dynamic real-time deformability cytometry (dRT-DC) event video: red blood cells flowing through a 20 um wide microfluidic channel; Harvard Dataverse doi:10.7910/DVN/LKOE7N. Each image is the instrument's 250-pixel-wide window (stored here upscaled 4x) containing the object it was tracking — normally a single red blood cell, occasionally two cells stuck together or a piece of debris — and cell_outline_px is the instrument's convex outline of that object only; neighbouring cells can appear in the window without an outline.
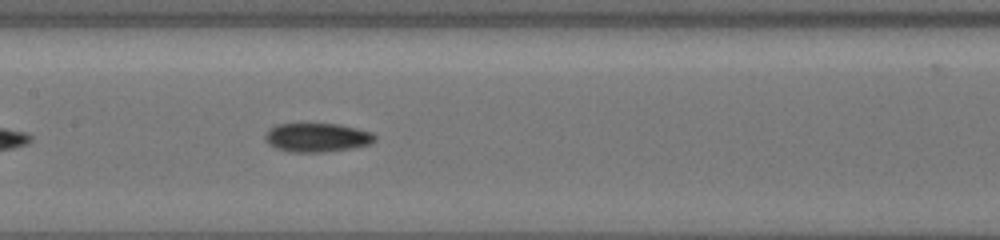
{"species": "common noctule bat (a hibernating species)", "species_latin": "Nyctalus noctula", "temperature_condition": "cold", "stored_images_in_passage": 15, "camera_frame_rate_fps": 3000, "um_per_image_px": 0.085, "animal": {"sex": "female", "body_mass_g": 19.5, "forearm_length_mm": 54.1}, "frame": {"image": 1, "passage_image": 13, "time_ms": 4.0, "image_size_px": [1000, 240], "cell_outline_px": [[376, 140], [368, 144], [352, 148], [324, 152], [288, 152], [276, 148], [268, 144], [264, 136], [268, 128], [276, 124], [340, 124], [372, 132], [376, 136]], "centroid_in_image_um": [26.92, 11.69], "position_along_channel_um": 180.5, "area_um2": 18.55}}